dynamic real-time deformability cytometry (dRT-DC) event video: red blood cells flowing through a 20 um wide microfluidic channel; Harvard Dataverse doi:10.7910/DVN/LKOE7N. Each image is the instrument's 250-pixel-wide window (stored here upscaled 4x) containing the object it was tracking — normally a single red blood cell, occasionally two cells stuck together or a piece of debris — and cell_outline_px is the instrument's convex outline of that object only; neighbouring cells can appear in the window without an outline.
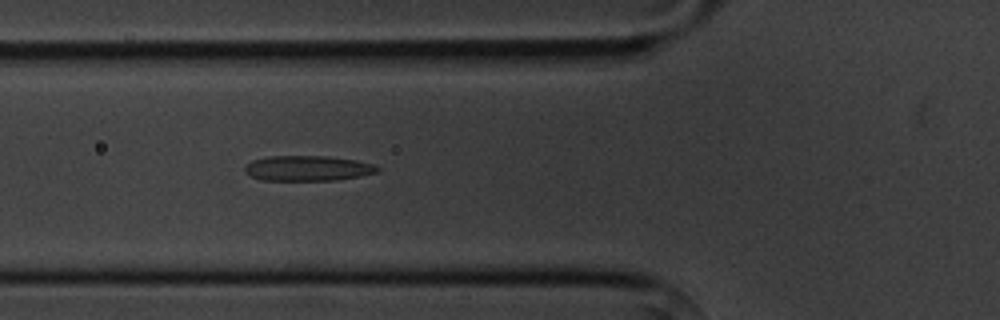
{"species": "common noctule bat (a hibernating species)", "species_latin": "Nyctalus noctula", "temperature_condition": "cold", "stored_images_in_passage": 6, "camera_frame_rate_fps": 3000, "um_per_image_px": 0.085, "animal": {"sex": "male", "body_mass_g": 20.1, "forearm_length_mm": 53.5}, "frame": {"image": 1, "passage_image": 6, "time_ms": 6.0, "image_size_px": [1000, 320], "cell_outline_px": [[380, 172], [340, 180], [260, 180], [244, 172], [244, 164], [252, 160], [268, 156], [328, 156], [356, 160], [376, 164], [380, 168]], "centroid_in_image_um": [26.18, 14.3], "position_along_channel_um": 99.6, "area_um2": 19.83}}